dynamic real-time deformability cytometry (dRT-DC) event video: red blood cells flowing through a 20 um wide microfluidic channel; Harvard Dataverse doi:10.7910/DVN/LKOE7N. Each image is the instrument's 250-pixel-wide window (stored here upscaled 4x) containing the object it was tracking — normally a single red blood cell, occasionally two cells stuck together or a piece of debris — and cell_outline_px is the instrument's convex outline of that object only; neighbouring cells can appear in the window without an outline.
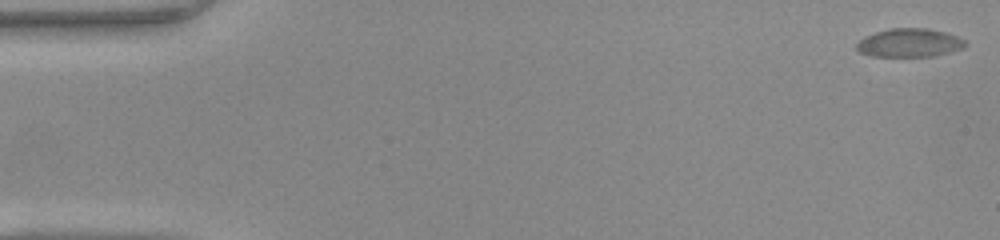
{"species": "common noctule bat (a hibernating species)", "species_latin": "Nyctalus noctula", "temperature_condition": "warm", "stored_images_in_passage": 50, "camera_frame_rate_fps": 3000, "um_per_image_px": 0.085, "animal": {"sex": "female", "body_mass_g": 22.0, "forearm_length_mm": 56.7}, "frame": {"image": 1, "passage_image": 1, "time_ms": 0.0, "image_size_px": [1000, 240], "cell_outline_px": [[968, 44], [960, 48], [948, 52], [932, 56], [872, 56], [860, 52], [856, 48], [856, 44], [864, 36], [888, 28], [928, 28], [944, 32], [956, 36], [964, 40]], "centroid_in_image_um": [77.26, 3.63], "position_along_channel_um": 7.7, "area_um2": 17.86}}
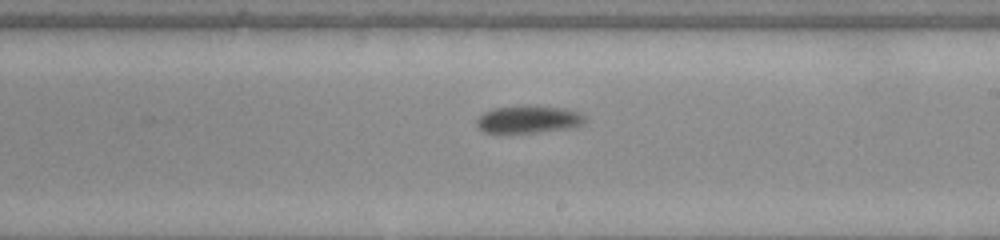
{"frame": {"image": 2, "passage_image": 29, "time_ms": 9.333, "image_size_px": [1000, 240], "cell_outline_px": [[588, 120], [580, 124], [568, 128], [536, 132], [484, 132], [476, 124], [476, 120], [484, 112], [492, 108], [560, 108], [580, 112]], "centroid_in_image_um": [44.91, 10.18], "position_along_channel_um": 244.1, "area_um2": 16.3}}
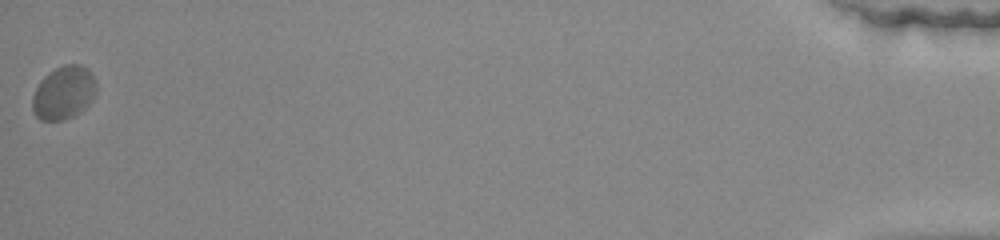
{"frame": {"image": 3, "passage_image": 50, "time_ms": 16.333, "image_size_px": [1000, 240], "cell_outline_px": [[96, 92], [88, 104], [76, 116], [64, 120], [40, 120], [32, 112], [32, 96], [40, 80], [44, 76], [56, 68], [64, 64], [80, 64], [88, 68], [96, 80]], "centroid_in_image_um": [5.41, 7.88], "position_along_channel_um": 429.8, "area_um2": 20.06}, "authors_computed_cell_mechanics": {"area_um2": 17.7446, "velocity_mm_per_s": 4.0895, "shape_relaxation_time_tau1_ms": null, "shape_relaxation_time_tau2_ms": 8.6851, "deformation_change_tau1": null, "deformation_change_tau2": 0.0971}}